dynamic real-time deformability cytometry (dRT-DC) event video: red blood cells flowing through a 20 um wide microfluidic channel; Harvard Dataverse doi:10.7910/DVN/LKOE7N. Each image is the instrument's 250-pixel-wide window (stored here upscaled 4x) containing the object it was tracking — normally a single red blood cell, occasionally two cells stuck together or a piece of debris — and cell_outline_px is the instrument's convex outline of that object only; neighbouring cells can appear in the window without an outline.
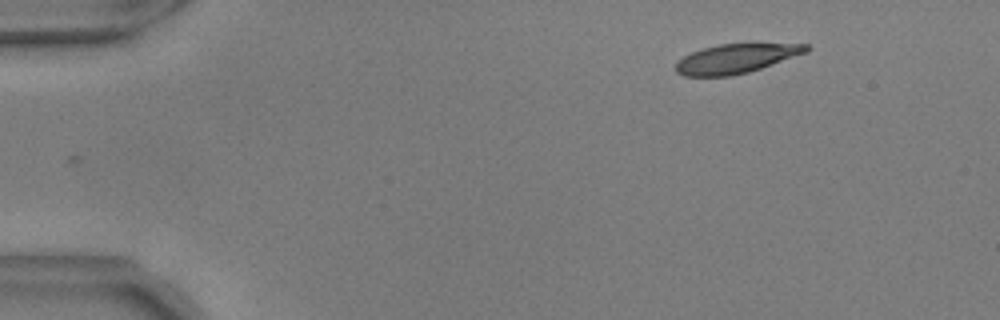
{"species": "common noctule bat (a hibernating species)", "species_latin": "Nyctalus noctula", "temperature_condition": "warm", "stored_images_in_passage": 49, "camera_frame_rate_fps": 3000, "um_per_image_px": 0.085, "animal": {"sex": "male", "body_mass_g": 17.9, "forearm_length_mm": 54.2}, "frame": {"image": 1, "passage_image": 1, "time_ms": 0.0, "image_size_px": [1000, 320], "cell_outline_px": [[812, 48], [808, 52], [748, 72], [732, 76], [684, 76], [676, 72], [676, 64], [684, 56], [692, 52], [704, 48], [720, 44], [808, 44]], "centroid_in_image_um": [62.58, 4.98], "position_along_channel_um": 22.4, "area_um2": 21.96}}
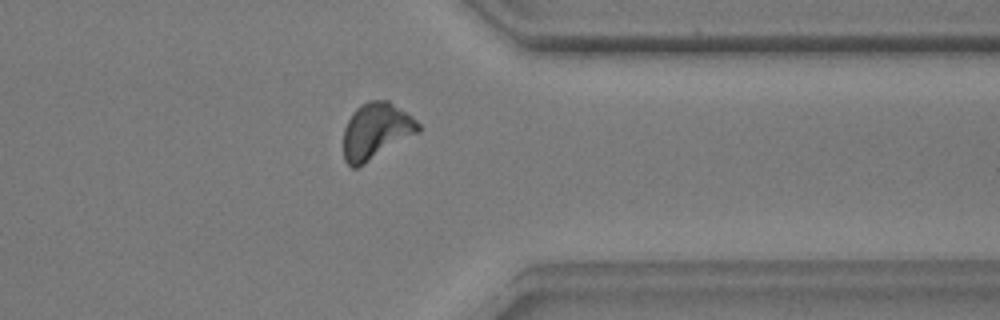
{"frame": {"image": 2, "passage_image": 38, "time_ms": 12.333, "image_size_px": [1000, 320], "cell_outline_px": [[420, 132], [364, 164], [356, 168], [352, 168], [344, 160], [344, 128], [352, 112], [360, 104], [368, 100], [388, 100], [412, 116], [420, 124]], "centroid_in_image_um": [31.96, 11.13], "position_along_channel_um": 379.4, "area_um2": 24.62}}
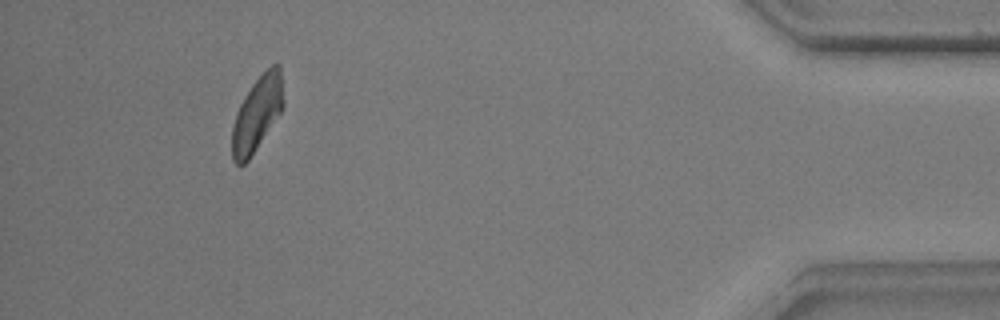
{"frame": {"image": 3, "passage_image": 45, "time_ms": 14.667, "image_size_px": [1000, 320], "cell_outline_px": [[284, 104], [280, 112], [248, 160], [244, 164], [236, 164], [232, 160], [232, 128], [236, 112], [244, 96], [252, 84], [272, 64], [280, 64], [284, 100]], "centroid_in_image_um": [21.84, 9.65], "position_along_channel_um": 413.4, "area_um2": 21.96}, "authors_computed_cell_mechanics": {"area_um2": 23.8714, "velocity_mm_per_s": 3.661, "shape_relaxation_time_tau1_ms": 4.2624, "shape_relaxation_time_tau2_ms": 4.133, "deformation_change_tau1": 0.1778, "deformation_change_tau2": 0.1246}}